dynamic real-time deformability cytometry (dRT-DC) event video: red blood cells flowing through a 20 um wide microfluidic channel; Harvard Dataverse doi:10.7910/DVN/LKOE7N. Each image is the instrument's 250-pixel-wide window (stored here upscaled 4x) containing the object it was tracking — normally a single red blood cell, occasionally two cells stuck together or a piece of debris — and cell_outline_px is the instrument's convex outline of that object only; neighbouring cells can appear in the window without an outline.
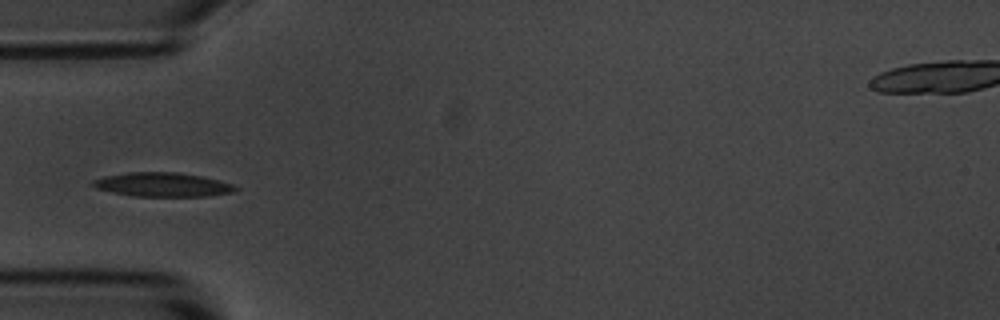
{"species": "common noctule bat (a hibernating species)", "species_latin": "Nyctalus noctula", "temperature_condition": "room temperature", "stored_images_in_passage": 39, "camera_frame_rate_fps": 3000, "um_per_image_px": 0.085, "animal": {"sex": "male", "body_mass_g": 20.1, "forearm_length_mm": 53.5}, "frame": {"image": 1, "passage_image": 1, "time_ms": 0.0, "image_size_px": [1000, 320], "cell_outline_px": [[240, 188], [236, 192], [208, 196], [132, 196], [112, 192], [96, 188], [92, 184], [92, 180], [104, 176], [128, 172], [176, 172], [200, 176], [220, 180], [232, 184]], "centroid_in_image_um": [13.85, 15.69], "position_along_channel_um": 71.2, "area_um2": 20.06}}
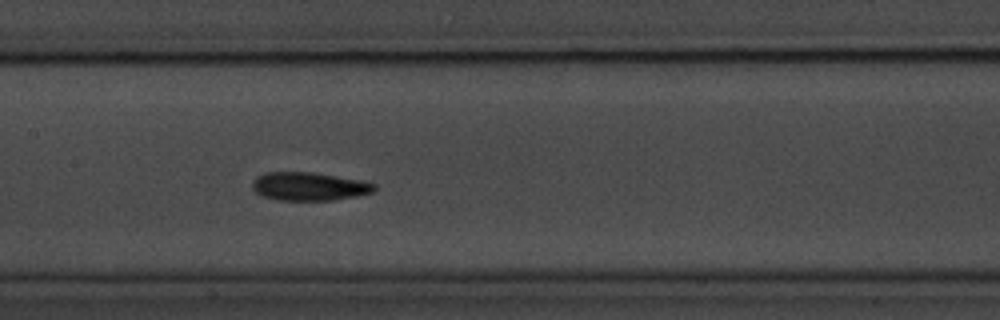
{"frame": {"image": 2, "passage_image": 10, "time_ms": 3.0, "image_size_px": [1000, 320], "cell_outline_px": [[376, 188], [372, 192], [356, 196], [332, 200], [276, 200], [264, 196], [256, 192], [252, 188], [252, 180], [256, 176], [264, 172], [312, 172], [360, 180], [376, 184]], "centroid_in_image_um": [26.23, 15.84], "position_along_channel_um": 181.2, "area_um2": 20.11}}
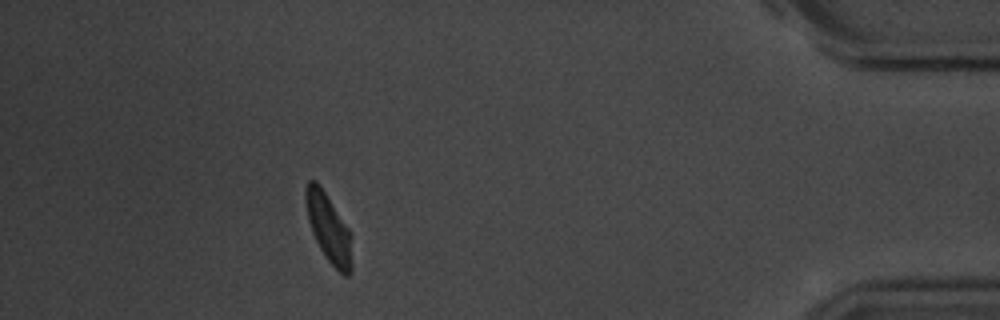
{"frame": {"image": 3, "passage_image": 33, "time_ms": 10.667, "image_size_px": [1000, 320], "cell_outline_px": [[352, 272], [348, 276], [344, 276], [328, 260], [320, 248], [312, 232], [308, 220], [304, 200], [304, 188], [308, 180], [316, 180], [348, 228], [352, 264]], "centroid_in_image_um": [27.89, 19.37], "position_along_channel_um": 407.3, "area_um2": 18.03}}